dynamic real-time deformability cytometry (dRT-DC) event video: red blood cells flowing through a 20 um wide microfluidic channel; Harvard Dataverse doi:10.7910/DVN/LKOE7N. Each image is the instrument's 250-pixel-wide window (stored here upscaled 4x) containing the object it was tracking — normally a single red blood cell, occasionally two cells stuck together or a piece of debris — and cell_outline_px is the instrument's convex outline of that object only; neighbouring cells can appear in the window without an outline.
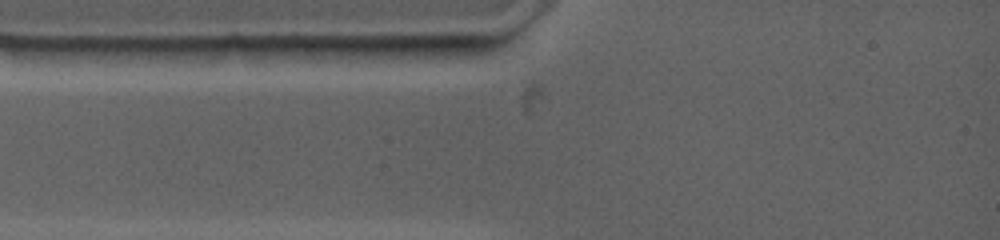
{"species": "common noctule bat (a hibernating species)", "species_latin": "Nyctalus noctula", "temperature_condition": "warm", "stored_images_in_passage": 2, "camera_frame_rate_fps": 4500, "um_per_image_px": 0.085, "animal": {"sex": "female", "body_mass_g": 19.0, "forearm_length_mm": 53.3}, "frame": {"image": 1, "passage_image": 2, "time_ms": 0.667, "image_size_px": [1000, 240], "cell_outline_px": [[492, 48], [488, 52], [400, 64], [396, 64], [360, 48], [384, 44], [484, 44]], "centroid_in_image_um": [36.03, 4.38], "position_along_channel_um": 49.0, "area_um2": 12.31}}